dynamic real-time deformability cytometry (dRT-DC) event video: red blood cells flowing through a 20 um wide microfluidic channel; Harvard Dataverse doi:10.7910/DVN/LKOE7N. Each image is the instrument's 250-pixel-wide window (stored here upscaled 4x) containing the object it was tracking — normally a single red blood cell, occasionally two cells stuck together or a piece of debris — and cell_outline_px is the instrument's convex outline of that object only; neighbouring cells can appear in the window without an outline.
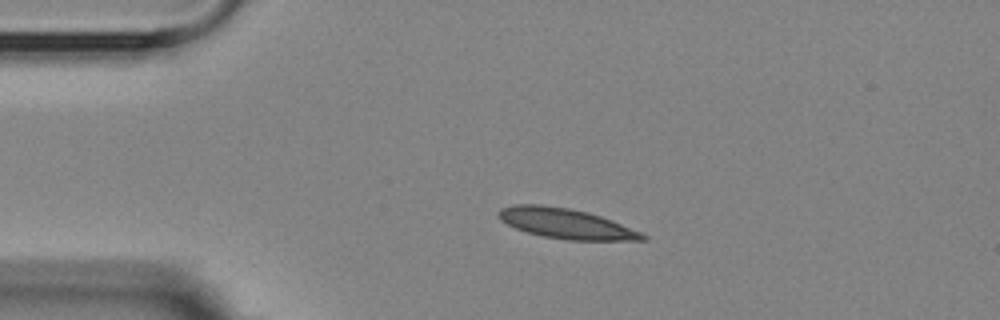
{"species": "Egyptian fruit bat (a non-hibernating species)", "species_latin": "Rousettus aegyptiacus", "temperature_condition": "room temperature", "stored_images_in_passage": 4, "camera_frame_rate_fps": 3000, "um_per_image_px": 0.085, "animal": {"sex": "female"}, "frame": {"image": 1, "passage_image": 3, "time_ms": 2.333, "image_size_px": [1000, 320], "cell_outline_px": [[648, 240], [568, 240], [544, 236], [528, 232], [516, 228], [500, 220], [496, 212], [500, 208], [512, 204], [540, 204], [568, 208], [588, 212], [612, 220], [640, 232], [648, 236]], "centroid_in_image_um": [48.08, 18.99], "position_along_channel_um": 36.9, "area_um2": 25.2}}